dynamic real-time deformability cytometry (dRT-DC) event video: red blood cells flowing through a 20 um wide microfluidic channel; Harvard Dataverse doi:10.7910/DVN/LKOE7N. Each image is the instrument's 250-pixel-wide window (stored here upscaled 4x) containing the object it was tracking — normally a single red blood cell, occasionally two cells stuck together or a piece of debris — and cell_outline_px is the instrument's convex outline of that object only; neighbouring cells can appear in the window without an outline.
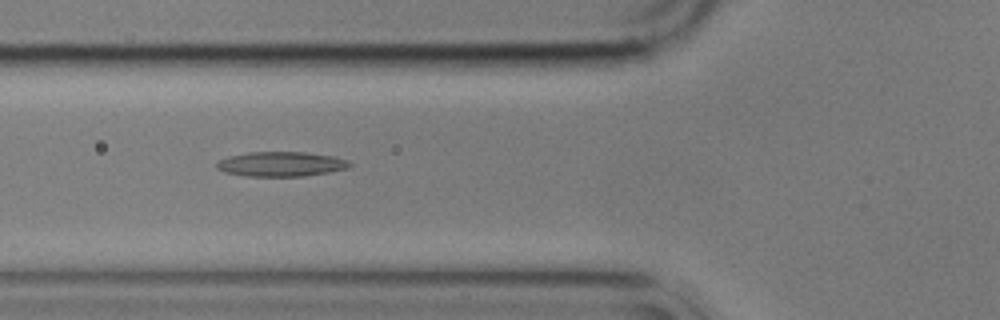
{"species": "common noctule bat (a hibernating species)", "species_latin": "Nyctalus noctula", "temperature_condition": "cold", "stored_images_in_passage": 54, "camera_frame_rate_fps": 3000, "um_per_image_px": 0.085, "animal": {"sex": "male", "body_mass_g": 17.9}, "frame": {"image": 1, "passage_image": 20, "time_ms": 6.333, "image_size_px": [1000, 320], "cell_outline_px": [[352, 164], [348, 168], [328, 172], [304, 176], [244, 176], [224, 172], [216, 168], [216, 164], [220, 160], [228, 156], [248, 152], [304, 152], [332, 156], [348, 160]], "centroid_in_image_um": [23.87, 13.94], "position_along_channel_um": 101.9, "area_um2": 19.13}}
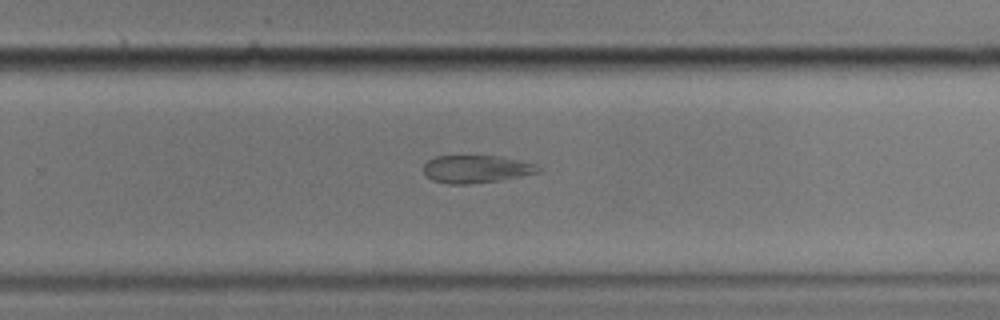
{"frame": {"image": 2, "passage_image": 36, "time_ms": 11.667, "image_size_px": [1000, 320], "cell_outline_px": [[540, 172], [500, 180], [472, 184], [448, 184], [432, 180], [424, 172], [424, 164], [428, 160], [436, 156], [500, 156], [536, 164], [540, 168]], "centroid_in_image_um": [40.47, 14.37], "position_along_channel_um": 289.3, "area_um2": 18.44}}
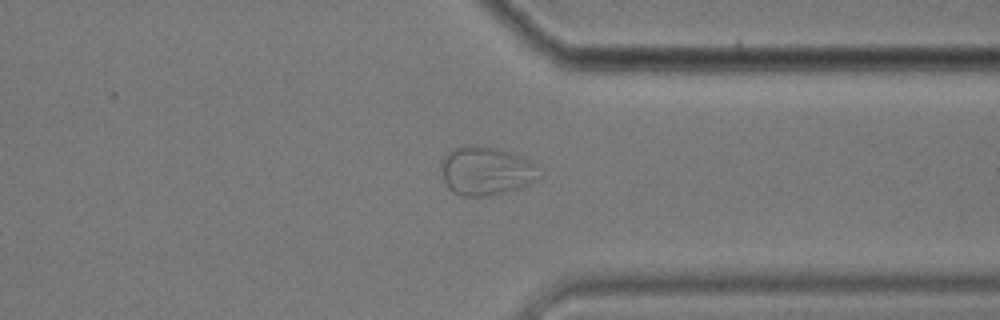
{"frame": {"image": 3, "passage_image": 43, "time_ms": 14.0, "image_size_px": [1000, 320], "cell_outline_px": [[540, 180], [520, 188], [492, 196], [460, 196], [452, 192], [448, 188], [444, 180], [440, 168], [440, 160], [452, 148], [460, 144], [480, 144], [512, 152], [536, 164], [540, 176]], "centroid_in_image_um": [41.29, 14.51], "position_along_channel_um": 370.1, "area_um2": 28.67}}